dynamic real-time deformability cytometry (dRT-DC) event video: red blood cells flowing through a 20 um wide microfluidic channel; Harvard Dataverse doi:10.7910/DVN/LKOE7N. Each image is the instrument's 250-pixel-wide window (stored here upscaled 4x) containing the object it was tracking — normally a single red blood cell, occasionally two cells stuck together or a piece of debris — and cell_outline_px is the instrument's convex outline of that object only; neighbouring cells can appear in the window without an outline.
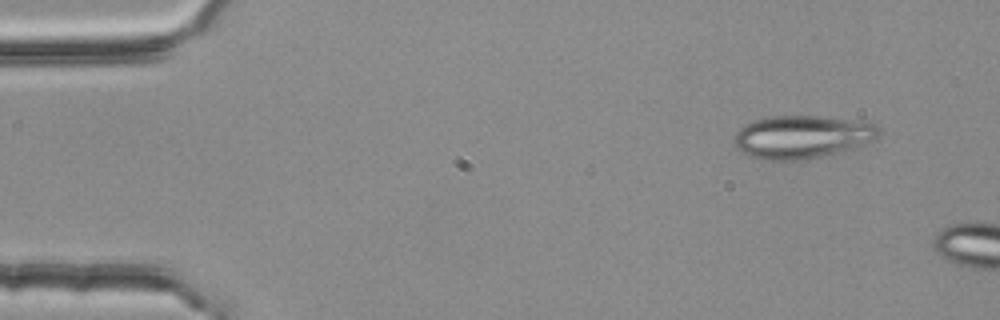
{"species": "common noctule bat (a hibernating species)", "species_latin": "Nyctalus noctula", "temperature_condition": "room temperature", "stored_images_in_passage": 3, "camera_frame_rate_fps": 3000, "um_per_image_px": 0.085, "animal": {"sex": "female", "body_mass_g": 25.1}, "frame": {"image": 1, "passage_image": 1, "time_ms": 0.0, "image_size_px": [1000, 320], "cell_outline_px": [[880, 136], [876, 140], [840, 152], [820, 156], [796, 160], [768, 160], [748, 156], [740, 152], [732, 140], [736, 132], [740, 128], [756, 120], [772, 116], [816, 116], [876, 124], [880, 128]], "centroid_in_image_um": [68.16, 11.65], "position_along_channel_um": 16.8, "area_um2": 35.95}}